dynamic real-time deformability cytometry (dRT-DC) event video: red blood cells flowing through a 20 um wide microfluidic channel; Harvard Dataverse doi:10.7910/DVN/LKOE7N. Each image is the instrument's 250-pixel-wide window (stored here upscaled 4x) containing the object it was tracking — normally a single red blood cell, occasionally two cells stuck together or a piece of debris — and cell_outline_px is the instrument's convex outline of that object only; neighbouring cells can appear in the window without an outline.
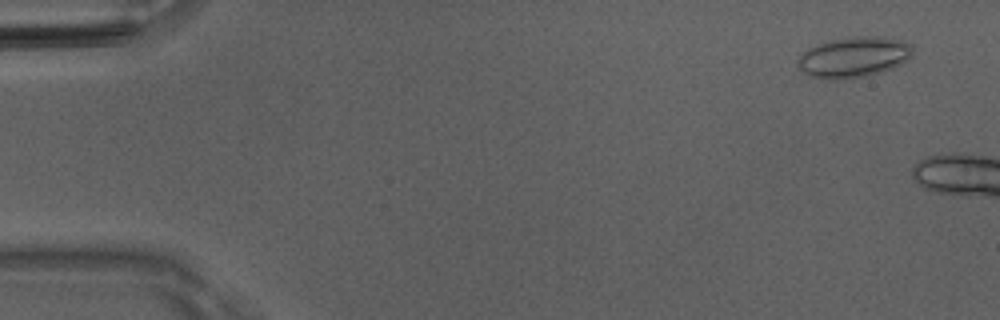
{"species": "Egyptian fruit bat (a non-hibernating species)", "species_latin": "Rousettus aegyptiacus", "temperature_condition": "room temperature", "stored_images_in_passage": 8, "camera_frame_rate_fps": 3000, "um_per_image_px": 0.085, "animal": {"sex": "male"}, "frame": {"image": 1, "passage_image": 3, "time_ms": 0.667, "image_size_px": [1000, 320], "cell_outline_px": [[912, 56], [900, 64], [892, 68], [864, 76], [836, 80], [808, 76], [800, 72], [796, 60], [808, 48], [816, 44], [832, 40], [856, 36], [884, 36], [900, 40], [908, 44], [912, 48]], "centroid_in_image_um": [72.52, 4.85], "position_along_channel_um": 12.5, "area_um2": 27.11}}